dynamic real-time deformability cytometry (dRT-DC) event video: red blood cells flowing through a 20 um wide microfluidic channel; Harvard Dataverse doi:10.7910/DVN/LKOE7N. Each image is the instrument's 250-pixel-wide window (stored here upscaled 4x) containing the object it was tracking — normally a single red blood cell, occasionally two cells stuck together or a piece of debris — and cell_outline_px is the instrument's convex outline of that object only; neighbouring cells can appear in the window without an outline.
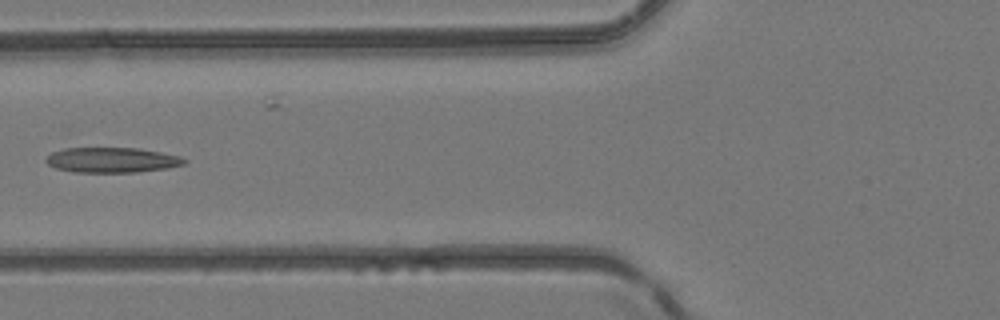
{"species": "common noctule bat (a hibernating species)", "species_latin": "Nyctalus noctula", "temperature_condition": "room temperature", "stored_images_in_passage": 4, "camera_frame_rate_fps": 3000, "um_per_image_px": 0.085, "animal": {"sex": "female", "body_mass_g": 24.6, "forearm_length_mm": 56.2}, "frame": {"image": 1, "passage_image": 4, "time_ms": 4.667, "image_size_px": [1000, 320], "cell_outline_px": [[188, 160], [184, 164], [168, 168], [136, 172], [72, 172], [56, 168], [48, 164], [44, 160], [52, 152], [64, 148], [140, 148], [180, 156]], "centroid_in_image_um": [9.52, 13.6], "position_along_channel_um": 116.3, "area_um2": 20.29}}